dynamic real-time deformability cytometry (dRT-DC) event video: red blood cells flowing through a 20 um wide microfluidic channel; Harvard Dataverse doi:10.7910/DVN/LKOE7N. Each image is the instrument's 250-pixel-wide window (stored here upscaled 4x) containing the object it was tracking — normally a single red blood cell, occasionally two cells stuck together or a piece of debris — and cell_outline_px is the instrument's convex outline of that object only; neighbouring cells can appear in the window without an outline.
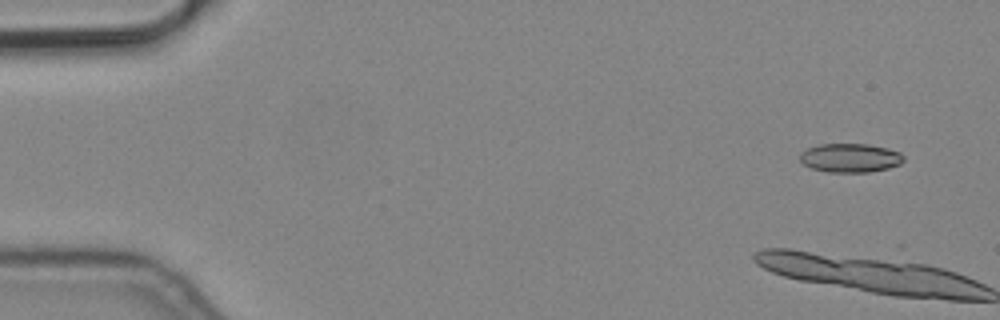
{"species": "common noctule bat (a hibernating species)", "species_latin": "Nyctalus noctula", "temperature_condition": "cold", "stored_images_in_passage": 6, "camera_frame_rate_fps": 3000, "um_per_image_px": 0.085, "animal": {"sex": "male", "body_mass_g": 19.2, "forearm_length_mm": 51.8}, "frame": {"image": 1, "passage_image": 1, "time_ms": 0.0, "image_size_px": [1000, 320], "cell_outline_px": [[904, 160], [900, 164], [888, 168], [868, 172], [828, 172], [812, 168], [804, 164], [800, 160], [800, 152], [808, 148], [820, 144], [868, 144], [888, 148], [900, 152], [904, 156]], "centroid_in_image_um": [72.28, 13.41], "position_along_channel_um": 12.7, "area_um2": 17.46}}